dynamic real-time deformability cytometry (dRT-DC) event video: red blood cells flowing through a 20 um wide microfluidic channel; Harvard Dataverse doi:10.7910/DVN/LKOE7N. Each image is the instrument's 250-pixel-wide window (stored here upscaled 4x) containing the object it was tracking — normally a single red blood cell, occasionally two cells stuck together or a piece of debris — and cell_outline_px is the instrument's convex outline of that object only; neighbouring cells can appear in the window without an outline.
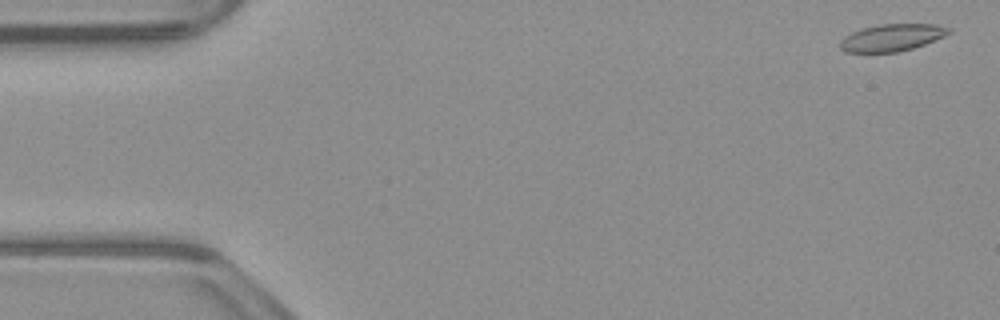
{"species": "common noctule bat (a hibernating species)", "species_latin": "Nyctalus noctula", "temperature_condition": "warm", "stored_images_in_passage": 53, "camera_frame_rate_fps": 3000, "um_per_image_px": 0.085, "animal": {"sex": "male", "body_mass_g": 23.1, "forearm_length_mm": 52.7}, "frame": {"image": 1, "passage_image": 2, "time_ms": 0.333, "image_size_px": [1000, 320], "cell_outline_px": [[952, 32], [944, 36], [924, 44], [912, 48], [896, 52], [844, 52], [840, 48], [840, 40], [844, 36], [852, 32], [864, 28], [880, 24], [936, 24], [952, 28]], "centroid_in_image_um": [75.82, 3.19], "position_along_channel_um": 9.2, "area_um2": 17.11}}
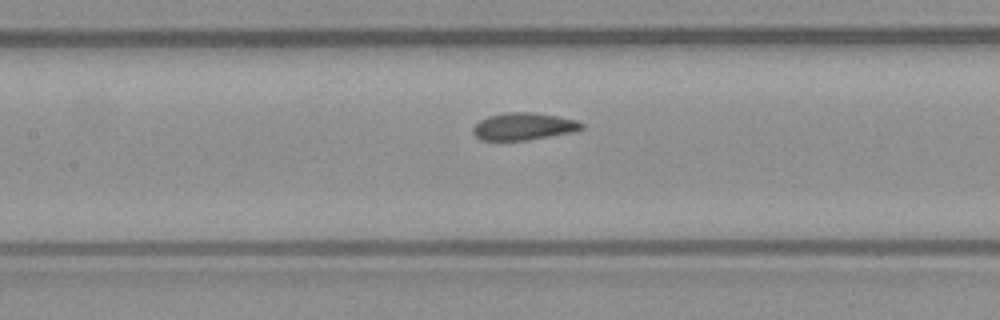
{"frame": {"image": 2, "passage_image": 24, "time_ms": 7.667, "image_size_px": [1000, 320], "cell_outline_px": [[584, 128], [576, 132], [528, 140], [480, 140], [472, 132], [472, 128], [480, 120], [488, 116], [508, 112], [536, 112], [576, 120], [584, 124]], "centroid_in_image_um": [44.53, 10.75], "position_along_channel_um": 162.9, "area_um2": 17.4}}
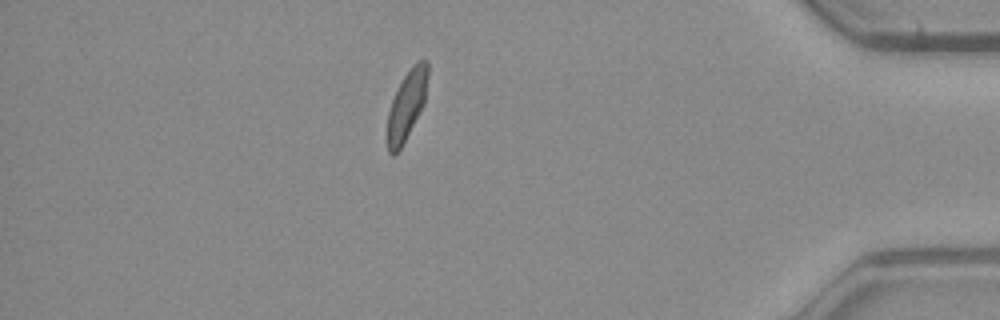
{"frame": {"image": 3, "passage_image": 46, "time_ms": 15.0, "image_size_px": [1000, 320], "cell_outline_px": [[428, 76], [424, 104], [396, 156], [392, 156], [388, 152], [388, 112], [392, 100], [404, 76], [412, 64], [416, 60], [424, 60], [428, 64]], "centroid_in_image_um": [34.58, 8.92], "position_along_channel_um": 400.6, "area_um2": 16.07}, "authors_computed_cell_mechanics": {"area_um2": 17.3978, "velocity_mm_per_s": 3.8929, "shape_relaxation_time_tau1_ms": 4.8944, "shape_relaxation_time_tau2_ms": 1.0928, "deformation_change_tau1": 0.1335, "deformation_change_tau2": 0.0705}}